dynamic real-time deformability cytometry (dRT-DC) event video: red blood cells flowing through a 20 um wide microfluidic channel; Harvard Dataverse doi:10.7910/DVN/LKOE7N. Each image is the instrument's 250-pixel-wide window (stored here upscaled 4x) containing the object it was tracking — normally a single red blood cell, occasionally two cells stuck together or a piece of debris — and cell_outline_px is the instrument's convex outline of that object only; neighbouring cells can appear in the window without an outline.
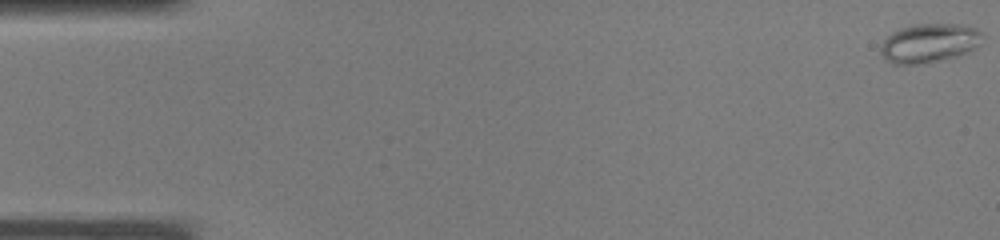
{"species": "common noctule bat (a hibernating species)", "species_latin": "Nyctalus noctula", "temperature_condition": "warm", "stored_images_in_passage": 8, "camera_frame_rate_fps": 3000, "um_per_image_px": 0.085, "animal": {"sex": "male", "body_mass_g": 19.0, "forearm_length_mm": 50.8}, "frame": {"image": 1, "passage_image": 1, "time_ms": 0.0, "image_size_px": [1000, 240], "cell_outline_px": [[984, 36], [976, 48], [968, 52], [956, 56], [924, 64], [892, 64], [884, 60], [880, 52], [880, 48], [884, 40], [892, 32], [900, 28], [912, 24], [964, 24], [976, 28]], "centroid_in_image_um": [78.97, 3.66], "position_along_channel_um": 6.0, "area_um2": 23.41}}